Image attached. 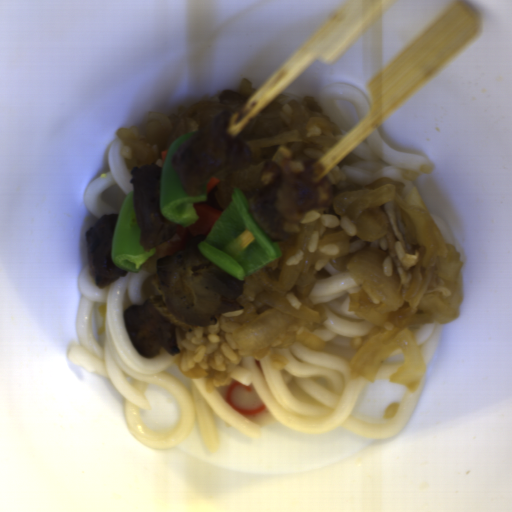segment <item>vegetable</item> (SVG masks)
<instances>
[{
  "instance_id": "ea0f7189",
  "label": "vegetable",
  "mask_w": 512,
  "mask_h": 512,
  "mask_svg": "<svg viewBox=\"0 0 512 512\" xmlns=\"http://www.w3.org/2000/svg\"><path fill=\"white\" fill-rule=\"evenodd\" d=\"M200 131H193L177 138L169 147L163 164L158 195L160 199V212L172 222L182 228L193 226L199 219L194 205L207 202L206 184L199 196H188L173 167L172 160L175 152L192 135Z\"/></svg>"
},
{
  "instance_id": "add77e79",
  "label": "vegetable",
  "mask_w": 512,
  "mask_h": 512,
  "mask_svg": "<svg viewBox=\"0 0 512 512\" xmlns=\"http://www.w3.org/2000/svg\"><path fill=\"white\" fill-rule=\"evenodd\" d=\"M197 247L215 265L242 281L282 254L277 242L253 221L250 201L238 188Z\"/></svg>"
},
{
  "instance_id": "f7b5029e",
  "label": "vegetable",
  "mask_w": 512,
  "mask_h": 512,
  "mask_svg": "<svg viewBox=\"0 0 512 512\" xmlns=\"http://www.w3.org/2000/svg\"><path fill=\"white\" fill-rule=\"evenodd\" d=\"M140 234L135 213L134 191H131L122 202L111 250L115 266L130 274L139 273L142 265L156 253L154 247L150 252H145L139 242Z\"/></svg>"
}]
</instances>
